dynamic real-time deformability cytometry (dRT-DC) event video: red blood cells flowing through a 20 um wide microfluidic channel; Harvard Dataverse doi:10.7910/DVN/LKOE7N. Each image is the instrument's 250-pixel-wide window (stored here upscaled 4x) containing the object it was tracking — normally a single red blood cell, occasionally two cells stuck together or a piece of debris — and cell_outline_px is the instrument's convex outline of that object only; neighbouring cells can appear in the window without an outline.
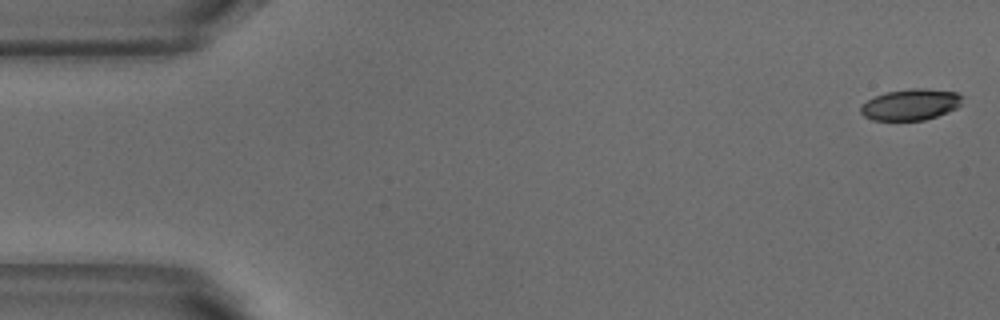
{"species": "common noctule bat (a hibernating species)", "species_latin": "Nyctalus noctula", "temperature_condition": "warm", "stored_images_in_passage": 4, "camera_frame_rate_fps": 3000, "um_per_image_px": 0.085, "animal": {"sex": "male", "body_mass_g": 18.8}, "frame": {"image": 1, "passage_image": 1, "time_ms": 0.0, "image_size_px": [1000, 320], "cell_outline_px": [[964, 96], [960, 104], [956, 108], [948, 112], [924, 120], [872, 120], [864, 116], [860, 112], [860, 104], [884, 92], [908, 88], [924, 88], [956, 92]], "centroid_in_image_um": [77.39, 8.88], "position_along_channel_um": 7.6, "area_um2": 18.61}}
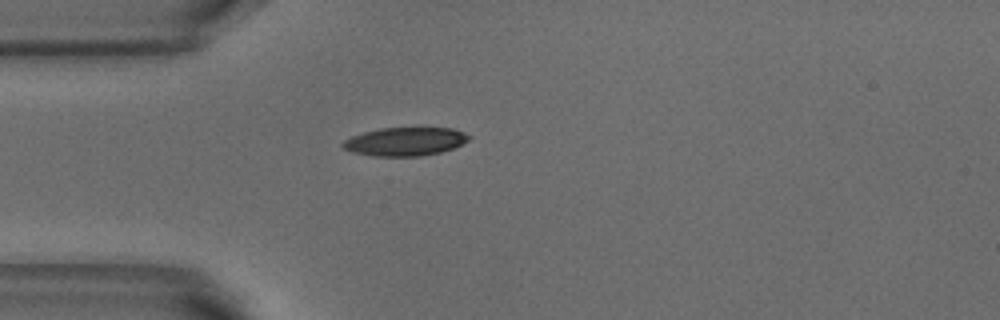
{"frame": {"image": 2, "passage_image": 4, "time_ms": 1.0, "image_size_px": [1000, 320], "cell_outline_px": [[472, 136], [468, 140], [452, 148], [440, 152], [420, 156], [372, 156], [352, 152], [344, 148], [340, 144], [344, 140], [352, 136], [364, 132], [380, 128], [416, 124], [452, 128], [464, 132]], "centroid_in_image_um": [34.46, 11.97], "position_along_channel_um": 50.5, "area_um2": 21.85}}